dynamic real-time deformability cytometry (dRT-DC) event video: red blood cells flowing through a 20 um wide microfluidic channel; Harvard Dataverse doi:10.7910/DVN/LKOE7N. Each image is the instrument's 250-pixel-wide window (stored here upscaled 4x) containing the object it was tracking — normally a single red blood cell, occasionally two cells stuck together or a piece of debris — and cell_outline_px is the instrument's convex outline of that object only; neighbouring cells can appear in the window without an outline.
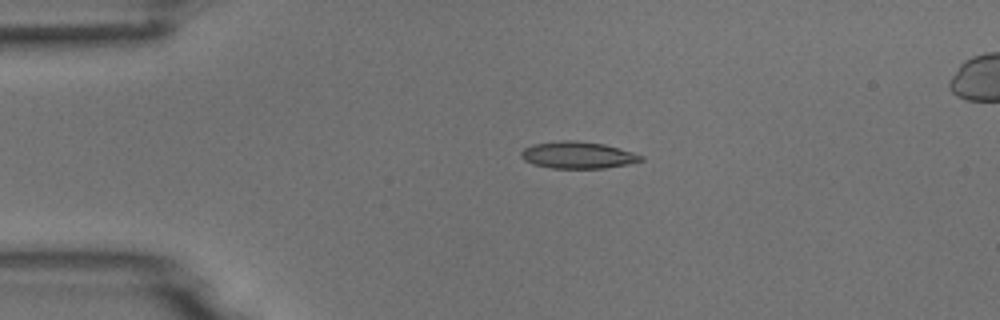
{"species": "common noctule bat (a hibernating species)", "species_latin": "Nyctalus noctula", "temperature_condition": "room temperature", "stored_images_in_passage": 4, "segment_of_instrument_passage": [1, 2], "camera_frame_rate_fps": 3000, "um_per_image_px": 0.085, "animal": {"sex": "male", "body_mass_g": 18.8}, "frame": {"image": 1, "passage_image": 2, "time_ms": 2.0, "image_size_px": [1000, 320], "cell_outline_px": [[644, 160], [628, 164], [604, 168], [552, 168], [532, 164], [524, 160], [520, 156], [520, 152], [524, 148], [532, 144], [560, 140], [576, 140], [604, 144], [632, 152], [644, 156]], "centroid_in_image_um": [49.09, 13.17], "position_along_channel_um": 35.9, "area_um2": 18.84}}